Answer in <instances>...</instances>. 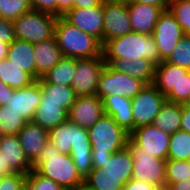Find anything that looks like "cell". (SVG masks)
<instances>
[{"label": "cell", "instance_id": "cell-1", "mask_svg": "<svg viewBox=\"0 0 190 190\" xmlns=\"http://www.w3.org/2000/svg\"><path fill=\"white\" fill-rule=\"evenodd\" d=\"M49 141L62 154L70 155L77 171L85 178L93 169L92 146L87 129L66 120L48 131Z\"/></svg>", "mask_w": 190, "mask_h": 190}, {"label": "cell", "instance_id": "cell-2", "mask_svg": "<svg viewBox=\"0 0 190 190\" xmlns=\"http://www.w3.org/2000/svg\"><path fill=\"white\" fill-rule=\"evenodd\" d=\"M102 54L106 64L115 60L137 58L146 59L156 66L162 62L160 54L152 35L130 32L125 36L112 38L102 45Z\"/></svg>", "mask_w": 190, "mask_h": 190}, {"label": "cell", "instance_id": "cell-3", "mask_svg": "<svg viewBox=\"0 0 190 190\" xmlns=\"http://www.w3.org/2000/svg\"><path fill=\"white\" fill-rule=\"evenodd\" d=\"M87 131L92 146L93 168H101V164L113 153L124 149L129 140V134L105 114Z\"/></svg>", "mask_w": 190, "mask_h": 190}, {"label": "cell", "instance_id": "cell-4", "mask_svg": "<svg viewBox=\"0 0 190 190\" xmlns=\"http://www.w3.org/2000/svg\"><path fill=\"white\" fill-rule=\"evenodd\" d=\"M33 170L52 179L61 187L76 188L84 184V178L77 171L70 155H65L50 141L43 147L33 164Z\"/></svg>", "mask_w": 190, "mask_h": 190}, {"label": "cell", "instance_id": "cell-5", "mask_svg": "<svg viewBox=\"0 0 190 190\" xmlns=\"http://www.w3.org/2000/svg\"><path fill=\"white\" fill-rule=\"evenodd\" d=\"M63 57L90 58L103 56L101 42L73 26L62 16L57 17L54 34Z\"/></svg>", "mask_w": 190, "mask_h": 190}, {"label": "cell", "instance_id": "cell-6", "mask_svg": "<svg viewBox=\"0 0 190 190\" xmlns=\"http://www.w3.org/2000/svg\"><path fill=\"white\" fill-rule=\"evenodd\" d=\"M57 16L30 10L13 21L15 37L31 44L39 43L54 37Z\"/></svg>", "mask_w": 190, "mask_h": 190}, {"label": "cell", "instance_id": "cell-7", "mask_svg": "<svg viewBox=\"0 0 190 190\" xmlns=\"http://www.w3.org/2000/svg\"><path fill=\"white\" fill-rule=\"evenodd\" d=\"M146 84L140 79L115 70L106 64L100 75L96 95L102 99L110 95H123L132 99Z\"/></svg>", "mask_w": 190, "mask_h": 190}, {"label": "cell", "instance_id": "cell-8", "mask_svg": "<svg viewBox=\"0 0 190 190\" xmlns=\"http://www.w3.org/2000/svg\"><path fill=\"white\" fill-rule=\"evenodd\" d=\"M127 147L130 149L134 161L132 179L150 182L163 189L166 160L144 152L130 139L127 142Z\"/></svg>", "mask_w": 190, "mask_h": 190}, {"label": "cell", "instance_id": "cell-9", "mask_svg": "<svg viewBox=\"0 0 190 190\" xmlns=\"http://www.w3.org/2000/svg\"><path fill=\"white\" fill-rule=\"evenodd\" d=\"M165 101L166 96L153 84L145 85L131 99L134 129L152 124Z\"/></svg>", "mask_w": 190, "mask_h": 190}, {"label": "cell", "instance_id": "cell-10", "mask_svg": "<svg viewBox=\"0 0 190 190\" xmlns=\"http://www.w3.org/2000/svg\"><path fill=\"white\" fill-rule=\"evenodd\" d=\"M105 65L103 56L76 58V69L71 87L77 96L96 95L100 75Z\"/></svg>", "mask_w": 190, "mask_h": 190}, {"label": "cell", "instance_id": "cell-11", "mask_svg": "<svg viewBox=\"0 0 190 190\" xmlns=\"http://www.w3.org/2000/svg\"><path fill=\"white\" fill-rule=\"evenodd\" d=\"M184 35L182 27L173 14L169 9L164 10L159 16L152 33L162 61H165L173 52Z\"/></svg>", "mask_w": 190, "mask_h": 190}, {"label": "cell", "instance_id": "cell-12", "mask_svg": "<svg viewBox=\"0 0 190 190\" xmlns=\"http://www.w3.org/2000/svg\"><path fill=\"white\" fill-rule=\"evenodd\" d=\"M132 31L127 3L103 0V44Z\"/></svg>", "mask_w": 190, "mask_h": 190}, {"label": "cell", "instance_id": "cell-13", "mask_svg": "<svg viewBox=\"0 0 190 190\" xmlns=\"http://www.w3.org/2000/svg\"><path fill=\"white\" fill-rule=\"evenodd\" d=\"M129 139L144 152L167 160L170 135L153 124L135 128L129 134Z\"/></svg>", "mask_w": 190, "mask_h": 190}, {"label": "cell", "instance_id": "cell-14", "mask_svg": "<svg viewBox=\"0 0 190 190\" xmlns=\"http://www.w3.org/2000/svg\"><path fill=\"white\" fill-rule=\"evenodd\" d=\"M73 26L97 38L103 45V1L93 8H75L63 16Z\"/></svg>", "mask_w": 190, "mask_h": 190}, {"label": "cell", "instance_id": "cell-15", "mask_svg": "<svg viewBox=\"0 0 190 190\" xmlns=\"http://www.w3.org/2000/svg\"><path fill=\"white\" fill-rule=\"evenodd\" d=\"M104 114L102 100L97 95L77 96L68 111V120L89 129Z\"/></svg>", "mask_w": 190, "mask_h": 190}, {"label": "cell", "instance_id": "cell-16", "mask_svg": "<svg viewBox=\"0 0 190 190\" xmlns=\"http://www.w3.org/2000/svg\"><path fill=\"white\" fill-rule=\"evenodd\" d=\"M41 100V85L38 80L31 85L15 89L7 101V108L20 114L26 121L34 117Z\"/></svg>", "mask_w": 190, "mask_h": 190}, {"label": "cell", "instance_id": "cell-17", "mask_svg": "<svg viewBox=\"0 0 190 190\" xmlns=\"http://www.w3.org/2000/svg\"><path fill=\"white\" fill-rule=\"evenodd\" d=\"M0 152L6 161V175L16 172L28 175L33 170L21 147L18 135H1Z\"/></svg>", "mask_w": 190, "mask_h": 190}, {"label": "cell", "instance_id": "cell-18", "mask_svg": "<svg viewBox=\"0 0 190 190\" xmlns=\"http://www.w3.org/2000/svg\"><path fill=\"white\" fill-rule=\"evenodd\" d=\"M48 136V130L32 121H27L18 133L21 147L32 165L37 161L43 147L49 141Z\"/></svg>", "mask_w": 190, "mask_h": 190}, {"label": "cell", "instance_id": "cell-19", "mask_svg": "<svg viewBox=\"0 0 190 190\" xmlns=\"http://www.w3.org/2000/svg\"><path fill=\"white\" fill-rule=\"evenodd\" d=\"M127 7L133 32L152 35L157 20L164 10L161 7L136 2H127Z\"/></svg>", "mask_w": 190, "mask_h": 190}, {"label": "cell", "instance_id": "cell-20", "mask_svg": "<svg viewBox=\"0 0 190 190\" xmlns=\"http://www.w3.org/2000/svg\"><path fill=\"white\" fill-rule=\"evenodd\" d=\"M101 100L104 114L111 116L124 131L130 134L134 130L131 99L123 95H110Z\"/></svg>", "mask_w": 190, "mask_h": 190}, {"label": "cell", "instance_id": "cell-21", "mask_svg": "<svg viewBox=\"0 0 190 190\" xmlns=\"http://www.w3.org/2000/svg\"><path fill=\"white\" fill-rule=\"evenodd\" d=\"M36 64V80L42 78L62 58L55 36L45 41L33 44Z\"/></svg>", "mask_w": 190, "mask_h": 190}, {"label": "cell", "instance_id": "cell-22", "mask_svg": "<svg viewBox=\"0 0 190 190\" xmlns=\"http://www.w3.org/2000/svg\"><path fill=\"white\" fill-rule=\"evenodd\" d=\"M7 58L10 63L29 73L36 80V64L33 44L15 39L10 45Z\"/></svg>", "mask_w": 190, "mask_h": 190}, {"label": "cell", "instance_id": "cell-23", "mask_svg": "<svg viewBox=\"0 0 190 190\" xmlns=\"http://www.w3.org/2000/svg\"><path fill=\"white\" fill-rule=\"evenodd\" d=\"M111 66L119 72L140 79L146 85L154 82L156 65L146 59L137 58L130 61L128 59H120L115 60Z\"/></svg>", "mask_w": 190, "mask_h": 190}, {"label": "cell", "instance_id": "cell-24", "mask_svg": "<svg viewBox=\"0 0 190 190\" xmlns=\"http://www.w3.org/2000/svg\"><path fill=\"white\" fill-rule=\"evenodd\" d=\"M66 120H68V111L60 104L45 102L41 99L31 121L49 131Z\"/></svg>", "mask_w": 190, "mask_h": 190}, {"label": "cell", "instance_id": "cell-25", "mask_svg": "<svg viewBox=\"0 0 190 190\" xmlns=\"http://www.w3.org/2000/svg\"><path fill=\"white\" fill-rule=\"evenodd\" d=\"M133 165L134 161L131 151L126 146L124 149L113 153L109 159L101 164V168H103L105 173L120 177L121 182L126 184L132 179Z\"/></svg>", "mask_w": 190, "mask_h": 190}, {"label": "cell", "instance_id": "cell-26", "mask_svg": "<svg viewBox=\"0 0 190 190\" xmlns=\"http://www.w3.org/2000/svg\"><path fill=\"white\" fill-rule=\"evenodd\" d=\"M180 79L181 67L162 61L156 66L153 85L166 96L168 93H179Z\"/></svg>", "mask_w": 190, "mask_h": 190}, {"label": "cell", "instance_id": "cell-27", "mask_svg": "<svg viewBox=\"0 0 190 190\" xmlns=\"http://www.w3.org/2000/svg\"><path fill=\"white\" fill-rule=\"evenodd\" d=\"M41 85V99L45 102L58 103L69 111L77 95L71 86L48 83L43 77L38 79Z\"/></svg>", "mask_w": 190, "mask_h": 190}, {"label": "cell", "instance_id": "cell-28", "mask_svg": "<svg viewBox=\"0 0 190 190\" xmlns=\"http://www.w3.org/2000/svg\"><path fill=\"white\" fill-rule=\"evenodd\" d=\"M181 117L182 104L166 100L152 124L167 134L172 135L180 130Z\"/></svg>", "mask_w": 190, "mask_h": 190}, {"label": "cell", "instance_id": "cell-29", "mask_svg": "<svg viewBox=\"0 0 190 190\" xmlns=\"http://www.w3.org/2000/svg\"><path fill=\"white\" fill-rule=\"evenodd\" d=\"M0 80L14 89L27 87L36 81L29 73L10 63L8 58L0 60Z\"/></svg>", "mask_w": 190, "mask_h": 190}, {"label": "cell", "instance_id": "cell-30", "mask_svg": "<svg viewBox=\"0 0 190 190\" xmlns=\"http://www.w3.org/2000/svg\"><path fill=\"white\" fill-rule=\"evenodd\" d=\"M84 184L92 190H123L124 188L120 177L103 172V168H93L84 178Z\"/></svg>", "mask_w": 190, "mask_h": 190}, {"label": "cell", "instance_id": "cell-31", "mask_svg": "<svg viewBox=\"0 0 190 190\" xmlns=\"http://www.w3.org/2000/svg\"><path fill=\"white\" fill-rule=\"evenodd\" d=\"M76 69V58L63 57L43 78L48 83L71 86Z\"/></svg>", "mask_w": 190, "mask_h": 190}, {"label": "cell", "instance_id": "cell-32", "mask_svg": "<svg viewBox=\"0 0 190 190\" xmlns=\"http://www.w3.org/2000/svg\"><path fill=\"white\" fill-rule=\"evenodd\" d=\"M190 158V133L182 130L170 135L167 159L189 160Z\"/></svg>", "mask_w": 190, "mask_h": 190}, {"label": "cell", "instance_id": "cell-33", "mask_svg": "<svg viewBox=\"0 0 190 190\" xmlns=\"http://www.w3.org/2000/svg\"><path fill=\"white\" fill-rule=\"evenodd\" d=\"M27 121L6 105L0 106V135H18Z\"/></svg>", "mask_w": 190, "mask_h": 190}, {"label": "cell", "instance_id": "cell-34", "mask_svg": "<svg viewBox=\"0 0 190 190\" xmlns=\"http://www.w3.org/2000/svg\"><path fill=\"white\" fill-rule=\"evenodd\" d=\"M190 179V164L187 160H166L164 184H173Z\"/></svg>", "mask_w": 190, "mask_h": 190}, {"label": "cell", "instance_id": "cell-35", "mask_svg": "<svg viewBox=\"0 0 190 190\" xmlns=\"http://www.w3.org/2000/svg\"><path fill=\"white\" fill-rule=\"evenodd\" d=\"M30 10V0H0V17L5 20L13 22Z\"/></svg>", "mask_w": 190, "mask_h": 190}, {"label": "cell", "instance_id": "cell-36", "mask_svg": "<svg viewBox=\"0 0 190 190\" xmlns=\"http://www.w3.org/2000/svg\"><path fill=\"white\" fill-rule=\"evenodd\" d=\"M165 62L186 68L190 71V35H184L180 39Z\"/></svg>", "mask_w": 190, "mask_h": 190}, {"label": "cell", "instance_id": "cell-37", "mask_svg": "<svg viewBox=\"0 0 190 190\" xmlns=\"http://www.w3.org/2000/svg\"><path fill=\"white\" fill-rule=\"evenodd\" d=\"M168 9L182 27L185 35H190V0H170Z\"/></svg>", "mask_w": 190, "mask_h": 190}, {"label": "cell", "instance_id": "cell-38", "mask_svg": "<svg viewBox=\"0 0 190 190\" xmlns=\"http://www.w3.org/2000/svg\"><path fill=\"white\" fill-rule=\"evenodd\" d=\"M58 185L50 178L40 175L36 170H32L26 177L23 190H60Z\"/></svg>", "mask_w": 190, "mask_h": 190}, {"label": "cell", "instance_id": "cell-39", "mask_svg": "<svg viewBox=\"0 0 190 190\" xmlns=\"http://www.w3.org/2000/svg\"><path fill=\"white\" fill-rule=\"evenodd\" d=\"M190 95V71L181 67V79L179 82V93H168L166 100L183 104Z\"/></svg>", "mask_w": 190, "mask_h": 190}, {"label": "cell", "instance_id": "cell-40", "mask_svg": "<svg viewBox=\"0 0 190 190\" xmlns=\"http://www.w3.org/2000/svg\"><path fill=\"white\" fill-rule=\"evenodd\" d=\"M27 175L16 172L0 177V190H23Z\"/></svg>", "mask_w": 190, "mask_h": 190}, {"label": "cell", "instance_id": "cell-41", "mask_svg": "<svg viewBox=\"0 0 190 190\" xmlns=\"http://www.w3.org/2000/svg\"><path fill=\"white\" fill-rule=\"evenodd\" d=\"M15 39L13 22L0 17V41L10 45Z\"/></svg>", "mask_w": 190, "mask_h": 190}, {"label": "cell", "instance_id": "cell-42", "mask_svg": "<svg viewBox=\"0 0 190 190\" xmlns=\"http://www.w3.org/2000/svg\"><path fill=\"white\" fill-rule=\"evenodd\" d=\"M33 10H39L57 16V0H30Z\"/></svg>", "mask_w": 190, "mask_h": 190}, {"label": "cell", "instance_id": "cell-43", "mask_svg": "<svg viewBox=\"0 0 190 190\" xmlns=\"http://www.w3.org/2000/svg\"><path fill=\"white\" fill-rule=\"evenodd\" d=\"M161 188L153 183L141 180L130 179L124 184L123 190H160Z\"/></svg>", "mask_w": 190, "mask_h": 190}, {"label": "cell", "instance_id": "cell-44", "mask_svg": "<svg viewBox=\"0 0 190 190\" xmlns=\"http://www.w3.org/2000/svg\"><path fill=\"white\" fill-rule=\"evenodd\" d=\"M14 88L9 87L7 84L0 80V106L7 104L10 94L14 92Z\"/></svg>", "mask_w": 190, "mask_h": 190}, {"label": "cell", "instance_id": "cell-45", "mask_svg": "<svg viewBox=\"0 0 190 190\" xmlns=\"http://www.w3.org/2000/svg\"><path fill=\"white\" fill-rule=\"evenodd\" d=\"M180 130L190 133V107H187L183 104Z\"/></svg>", "mask_w": 190, "mask_h": 190}, {"label": "cell", "instance_id": "cell-46", "mask_svg": "<svg viewBox=\"0 0 190 190\" xmlns=\"http://www.w3.org/2000/svg\"><path fill=\"white\" fill-rule=\"evenodd\" d=\"M74 0H57V17L63 16L68 10L73 8Z\"/></svg>", "mask_w": 190, "mask_h": 190}, {"label": "cell", "instance_id": "cell-47", "mask_svg": "<svg viewBox=\"0 0 190 190\" xmlns=\"http://www.w3.org/2000/svg\"><path fill=\"white\" fill-rule=\"evenodd\" d=\"M103 0H74L73 7L75 8H93L98 6Z\"/></svg>", "mask_w": 190, "mask_h": 190}, {"label": "cell", "instance_id": "cell-48", "mask_svg": "<svg viewBox=\"0 0 190 190\" xmlns=\"http://www.w3.org/2000/svg\"><path fill=\"white\" fill-rule=\"evenodd\" d=\"M166 190H190V179L173 184H164Z\"/></svg>", "mask_w": 190, "mask_h": 190}, {"label": "cell", "instance_id": "cell-49", "mask_svg": "<svg viewBox=\"0 0 190 190\" xmlns=\"http://www.w3.org/2000/svg\"><path fill=\"white\" fill-rule=\"evenodd\" d=\"M170 0H130L129 2L150 4L157 7H161L163 10L168 9Z\"/></svg>", "mask_w": 190, "mask_h": 190}, {"label": "cell", "instance_id": "cell-50", "mask_svg": "<svg viewBox=\"0 0 190 190\" xmlns=\"http://www.w3.org/2000/svg\"><path fill=\"white\" fill-rule=\"evenodd\" d=\"M9 50V44L0 41V60L7 58Z\"/></svg>", "mask_w": 190, "mask_h": 190}, {"label": "cell", "instance_id": "cell-51", "mask_svg": "<svg viewBox=\"0 0 190 190\" xmlns=\"http://www.w3.org/2000/svg\"><path fill=\"white\" fill-rule=\"evenodd\" d=\"M6 175V161L3 157V153L0 152V177Z\"/></svg>", "mask_w": 190, "mask_h": 190}, {"label": "cell", "instance_id": "cell-52", "mask_svg": "<svg viewBox=\"0 0 190 190\" xmlns=\"http://www.w3.org/2000/svg\"><path fill=\"white\" fill-rule=\"evenodd\" d=\"M76 190H92V189H90L86 184H82L76 187Z\"/></svg>", "mask_w": 190, "mask_h": 190}, {"label": "cell", "instance_id": "cell-53", "mask_svg": "<svg viewBox=\"0 0 190 190\" xmlns=\"http://www.w3.org/2000/svg\"><path fill=\"white\" fill-rule=\"evenodd\" d=\"M183 105L190 107V95L189 97L186 99V101L183 103Z\"/></svg>", "mask_w": 190, "mask_h": 190}, {"label": "cell", "instance_id": "cell-54", "mask_svg": "<svg viewBox=\"0 0 190 190\" xmlns=\"http://www.w3.org/2000/svg\"><path fill=\"white\" fill-rule=\"evenodd\" d=\"M108 1H111V2H129L130 0H108Z\"/></svg>", "mask_w": 190, "mask_h": 190}, {"label": "cell", "instance_id": "cell-55", "mask_svg": "<svg viewBox=\"0 0 190 190\" xmlns=\"http://www.w3.org/2000/svg\"><path fill=\"white\" fill-rule=\"evenodd\" d=\"M60 190H76V188H67V187H61Z\"/></svg>", "mask_w": 190, "mask_h": 190}]
</instances>
